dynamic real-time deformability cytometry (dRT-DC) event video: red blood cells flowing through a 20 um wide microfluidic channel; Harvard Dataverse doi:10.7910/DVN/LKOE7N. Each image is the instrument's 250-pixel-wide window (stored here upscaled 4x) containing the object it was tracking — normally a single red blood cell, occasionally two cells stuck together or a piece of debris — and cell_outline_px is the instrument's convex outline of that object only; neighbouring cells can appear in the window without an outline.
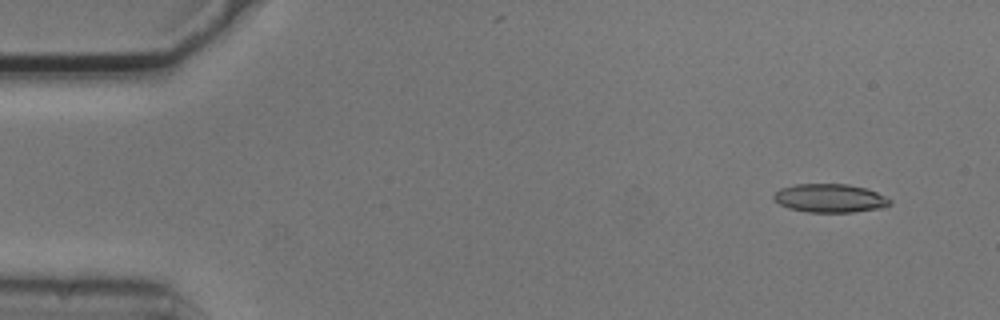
{"species": "common noctule bat (a hibernating species)", "species_latin": "Nyctalus noctula", "temperature_condition": "cold", "stored_images_in_passage": 6, "camera_frame_rate_fps": 3000, "um_per_image_px": 0.085, "animal": {"sex": "male", "body_mass_g": 20.5, "forearm_length_mm": 52.5}, "frame": {"image": 1, "passage_image": 1, "time_ms": 0.0, "image_size_px": [1000, 320], "cell_outline_px": [[892, 204], [884, 208], [852, 212], [808, 212], [788, 208], [780, 204], [772, 196], [780, 188], [796, 184], [848, 184], [864, 188], [876, 192], [892, 200]], "centroid_in_image_um": [70.57, 16.85], "position_along_channel_um": 14.4, "area_um2": 19.31}}
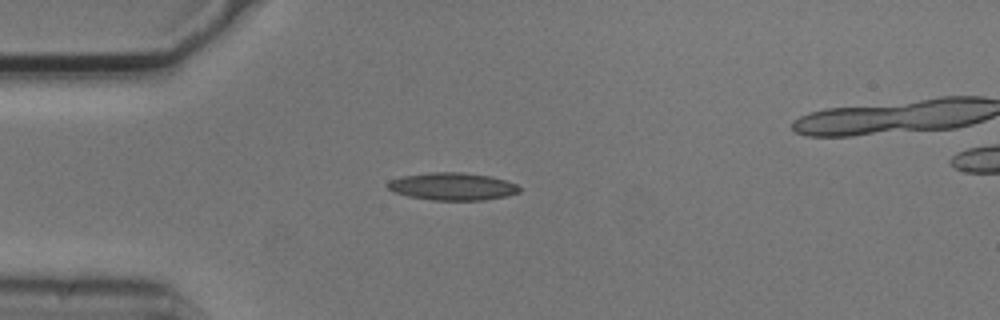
{"frame": {"image": 2, "passage_image": 3, "time_ms": 0.667, "image_size_px": [1000, 320], "cell_outline_px": [[520, 192], [508, 196], [484, 200], [432, 200], [408, 196], [396, 192], [388, 188], [384, 184], [388, 180], [404, 176], [428, 172], [464, 172], [488, 176], [504, 180], [516, 184], [520, 188]], "centroid_in_image_um": [38.44, 15.85], "position_along_channel_um": 46.6, "area_um2": 21.15}}
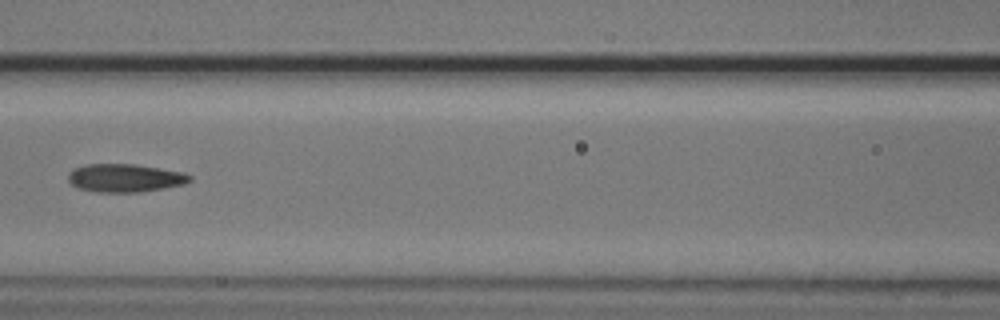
{"frame": {"image": 3, "passage_image": 6, "time_ms": 1.667, "image_size_px": [1000, 320], "cell_outline_px": [[192, 180], [184, 184], [164, 188], [140, 192], [96, 192], [80, 188], [72, 184], [68, 180], [68, 176], [72, 168], [88, 164], [136, 164], [184, 172], [192, 176]], "centroid_in_image_um": [10.64, 15.12], "position_along_channel_um": 156.0, "area_um2": 20.0}}